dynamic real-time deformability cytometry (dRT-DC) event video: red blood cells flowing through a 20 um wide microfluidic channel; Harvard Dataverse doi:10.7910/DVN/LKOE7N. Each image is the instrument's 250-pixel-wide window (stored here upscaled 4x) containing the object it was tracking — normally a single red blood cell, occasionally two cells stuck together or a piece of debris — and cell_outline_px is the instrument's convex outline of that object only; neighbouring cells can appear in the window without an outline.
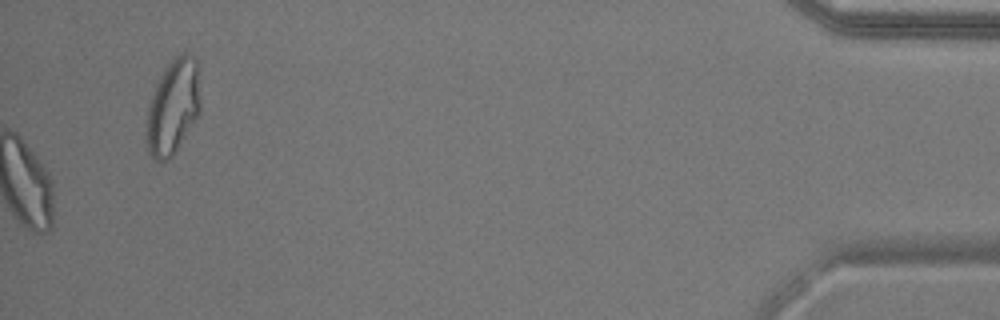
{"species": "common noctule bat (a hibernating species)", "species_latin": "Nyctalus noctula", "temperature_condition": "warm", "stored_images_in_passage": 53, "camera_frame_rate_fps": 3000, "um_per_image_px": 0.085, "animal": {"sex": "male", "body_mass_g": 17.9}, "frame": {"image": 1, "passage_image": 53, "time_ms": 17.333, "image_size_px": [1000, 320], "cell_outline_px": [[200, 112], [172, 156], [168, 160], [156, 160], [148, 152], [148, 108], [152, 96], [160, 76], [164, 68], [180, 52], [188, 52], [196, 60], [200, 104]], "centroid_in_image_um": [14.73, 9.05], "position_along_channel_um": 420.5, "area_um2": 29.02}, "authors_computed_cell_mechanics": {"area_um2": 25.3742, "velocity_mm_per_s": 3.8185, "shape_relaxation_time_tau1_ms": null, "shape_relaxation_time_tau2_ms": 2.7307, "deformation_change_tau1": null, "deformation_change_tau2": 0.1026}}